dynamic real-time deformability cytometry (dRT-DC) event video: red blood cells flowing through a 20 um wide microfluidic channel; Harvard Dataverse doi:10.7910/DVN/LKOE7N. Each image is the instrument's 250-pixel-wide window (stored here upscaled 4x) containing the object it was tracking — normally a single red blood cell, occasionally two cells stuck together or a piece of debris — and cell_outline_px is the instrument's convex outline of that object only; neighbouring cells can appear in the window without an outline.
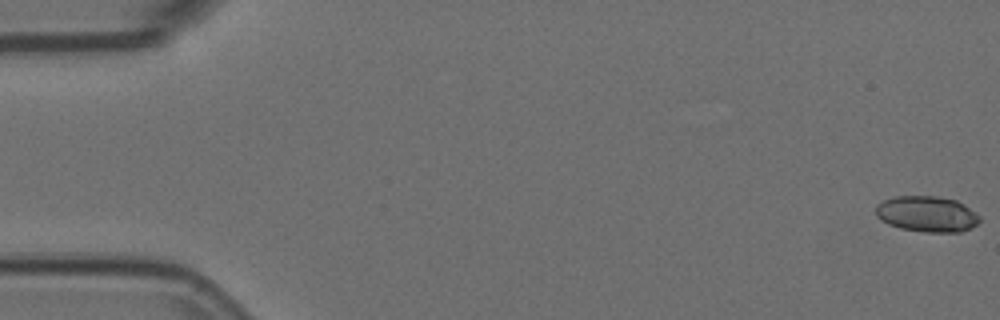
{"species": "Egyptian fruit bat (a non-hibernating species)", "species_latin": "Rousettus aegyptiacus", "temperature_condition": "room temperature", "stored_images_in_passage": 6, "camera_frame_rate_fps": 3000, "um_per_image_px": 0.085, "animal": {"sex": "female"}, "frame": {"image": 1, "passage_image": 1, "time_ms": 0.0, "image_size_px": [1000, 320], "cell_outline_px": [[980, 220], [972, 228], [960, 232], [924, 232], [900, 228], [888, 224], [880, 220], [876, 216], [876, 204], [884, 200], [896, 196], [936, 196], [956, 200], [964, 204], [976, 212], [980, 216]], "centroid_in_image_um": [78.79, 18.19], "position_along_channel_um": 6.2, "area_um2": 21.85}}
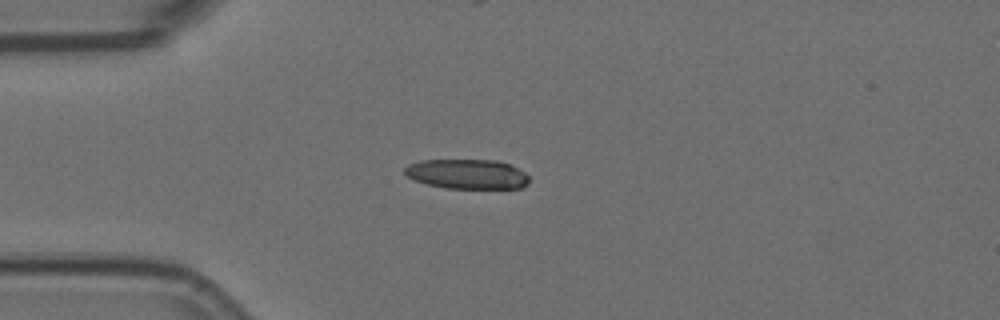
{"frame": {"image": 2, "passage_image": 5, "time_ms": 1.333, "image_size_px": [1000, 320], "cell_outline_px": [[528, 184], [520, 188], [444, 188], [428, 184], [416, 180], [408, 176], [404, 172], [404, 168], [408, 164], [420, 160], [496, 160], [508, 164], [524, 172], [528, 176]], "centroid_in_image_um": [39.69, 14.79], "position_along_channel_um": 45.3, "area_um2": 21.39}}